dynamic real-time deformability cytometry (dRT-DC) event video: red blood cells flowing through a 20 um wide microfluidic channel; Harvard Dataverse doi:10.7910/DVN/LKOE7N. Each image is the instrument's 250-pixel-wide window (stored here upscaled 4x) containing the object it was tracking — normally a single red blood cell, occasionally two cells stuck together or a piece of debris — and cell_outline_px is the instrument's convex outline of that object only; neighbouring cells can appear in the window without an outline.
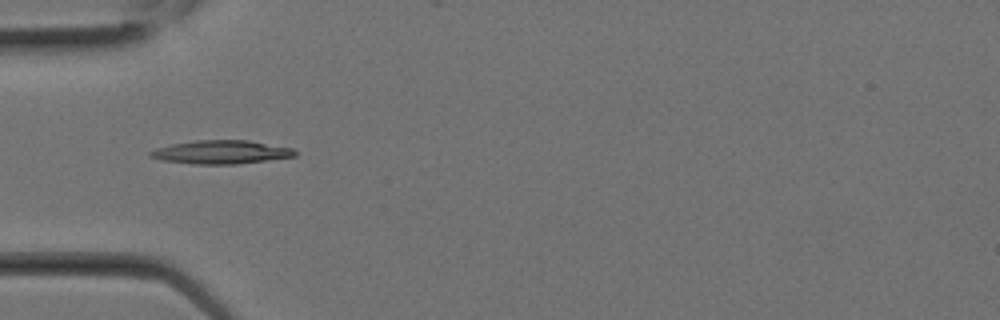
{"species": "Egyptian fruit bat (a non-hibernating species)", "species_latin": "Rousettus aegyptiacus", "temperature_condition": "room temperature", "stored_images_in_passage": 2, "camera_frame_rate_fps": 3000, "um_per_image_px": 0.085, "animal": {"sex": "female"}, "frame": {"image": 1, "passage_image": 2, "time_ms": 0.333, "image_size_px": [1000, 320], "cell_outline_px": [[296, 156], [236, 164], [192, 164], [160, 160], [148, 156], [148, 152], [156, 148], [172, 144], [196, 140], [248, 140], [292, 148], [296, 152]], "centroid_in_image_um": [18.74, 12.93], "position_along_channel_um": 66.3, "area_um2": 19.77}}